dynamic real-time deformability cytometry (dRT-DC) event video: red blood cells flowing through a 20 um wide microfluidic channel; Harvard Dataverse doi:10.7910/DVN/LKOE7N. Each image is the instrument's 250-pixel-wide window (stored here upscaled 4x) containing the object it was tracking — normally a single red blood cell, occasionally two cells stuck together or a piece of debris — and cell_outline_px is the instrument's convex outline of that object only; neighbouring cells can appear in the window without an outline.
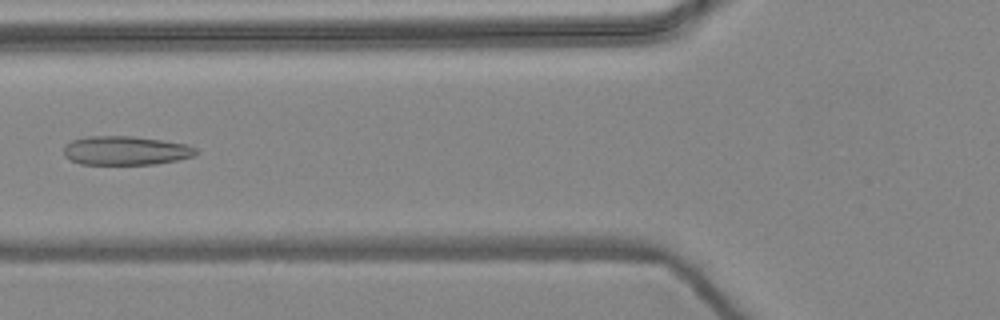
{"species": "common noctule bat (a hibernating species)", "species_latin": "Nyctalus noctula", "temperature_condition": "warm", "stored_images_in_passage": 6, "camera_frame_rate_fps": 3000, "um_per_image_px": 0.085, "animal": {"sex": "female", "body_mass_g": 24.6, "forearm_length_mm": 56.2}, "frame": {"image": 1, "passage_image": 6, "time_ms": 1.667, "image_size_px": [1000, 320], "cell_outline_px": [[196, 152], [192, 156], [176, 160], [156, 164], [80, 164], [64, 156], [64, 144], [72, 140], [88, 136], [132, 136], [188, 144], [196, 148]], "centroid_in_image_um": [10.65, 12.79], "position_along_channel_um": 115.2, "area_um2": 22.2}}